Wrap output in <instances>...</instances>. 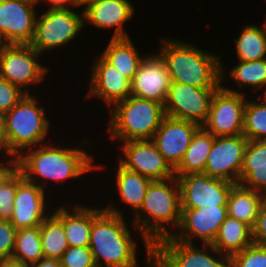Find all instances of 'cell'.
I'll list each match as a JSON object with an SVG mask.
<instances>
[{
  "mask_svg": "<svg viewBox=\"0 0 266 267\" xmlns=\"http://www.w3.org/2000/svg\"><path fill=\"white\" fill-rule=\"evenodd\" d=\"M130 84L132 96L165 105L171 79L163 58L145 56Z\"/></svg>",
  "mask_w": 266,
  "mask_h": 267,
  "instance_id": "obj_18",
  "label": "cell"
},
{
  "mask_svg": "<svg viewBox=\"0 0 266 267\" xmlns=\"http://www.w3.org/2000/svg\"><path fill=\"white\" fill-rule=\"evenodd\" d=\"M91 71L89 96L99 97L111 107L131 95L130 81L102 56Z\"/></svg>",
  "mask_w": 266,
  "mask_h": 267,
  "instance_id": "obj_20",
  "label": "cell"
},
{
  "mask_svg": "<svg viewBox=\"0 0 266 267\" xmlns=\"http://www.w3.org/2000/svg\"><path fill=\"white\" fill-rule=\"evenodd\" d=\"M8 45V43L5 41L3 35L0 33V54L4 50V48Z\"/></svg>",
  "mask_w": 266,
  "mask_h": 267,
  "instance_id": "obj_45",
  "label": "cell"
},
{
  "mask_svg": "<svg viewBox=\"0 0 266 267\" xmlns=\"http://www.w3.org/2000/svg\"><path fill=\"white\" fill-rule=\"evenodd\" d=\"M44 185L34 184L17 173V191L13 201L11 224L17 229L40 226L46 215Z\"/></svg>",
  "mask_w": 266,
  "mask_h": 267,
  "instance_id": "obj_16",
  "label": "cell"
},
{
  "mask_svg": "<svg viewBox=\"0 0 266 267\" xmlns=\"http://www.w3.org/2000/svg\"><path fill=\"white\" fill-rule=\"evenodd\" d=\"M17 229L8 220H0V260L12 258Z\"/></svg>",
  "mask_w": 266,
  "mask_h": 267,
  "instance_id": "obj_37",
  "label": "cell"
},
{
  "mask_svg": "<svg viewBox=\"0 0 266 267\" xmlns=\"http://www.w3.org/2000/svg\"><path fill=\"white\" fill-rule=\"evenodd\" d=\"M0 267H29V265L14 258H7L0 260Z\"/></svg>",
  "mask_w": 266,
  "mask_h": 267,
  "instance_id": "obj_44",
  "label": "cell"
},
{
  "mask_svg": "<svg viewBox=\"0 0 266 267\" xmlns=\"http://www.w3.org/2000/svg\"><path fill=\"white\" fill-rule=\"evenodd\" d=\"M40 237L44 257L60 259L69 247L62 225V207L42 222Z\"/></svg>",
  "mask_w": 266,
  "mask_h": 267,
  "instance_id": "obj_29",
  "label": "cell"
},
{
  "mask_svg": "<svg viewBox=\"0 0 266 267\" xmlns=\"http://www.w3.org/2000/svg\"><path fill=\"white\" fill-rule=\"evenodd\" d=\"M213 142L214 136L200 127L193 135L182 161L174 169L175 176L204 173Z\"/></svg>",
  "mask_w": 266,
  "mask_h": 267,
  "instance_id": "obj_26",
  "label": "cell"
},
{
  "mask_svg": "<svg viewBox=\"0 0 266 267\" xmlns=\"http://www.w3.org/2000/svg\"><path fill=\"white\" fill-rule=\"evenodd\" d=\"M116 184L122 201L130 205L135 214L142 206L151 179L123 167L117 169Z\"/></svg>",
  "mask_w": 266,
  "mask_h": 267,
  "instance_id": "obj_28",
  "label": "cell"
},
{
  "mask_svg": "<svg viewBox=\"0 0 266 267\" xmlns=\"http://www.w3.org/2000/svg\"><path fill=\"white\" fill-rule=\"evenodd\" d=\"M199 128L196 123L165 116L152 141L165 160L175 169L182 161L193 135Z\"/></svg>",
  "mask_w": 266,
  "mask_h": 267,
  "instance_id": "obj_19",
  "label": "cell"
},
{
  "mask_svg": "<svg viewBox=\"0 0 266 267\" xmlns=\"http://www.w3.org/2000/svg\"><path fill=\"white\" fill-rule=\"evenodd\" d=\"M229 267H266V246L252 244L229 258Z\"/></svg>",
  "mask_w": 266,
  "mask_h": 267,
  "instance_id": "obj_34",
  "label": "cell"
},
{
  "mask_svg": "<svg viewBox=\"0 0 266 267\" xmlns=\"http://www.w3.org/2000/svg\"><path fill=\"white\" fill-rule=\"evenodd\" d=\"M38 1L39 0H35L37 4L39 3ZM44 1L50 3L49 9H69L67 7V4L68 6L72 5V7H79V5L74 0H44Z\"/></svg>",
  "mask_w": 266,
  "mask_h": 267,
  "instance_id": "obj_41",
  "label": "cell"
},
{
  "mask_svg": "<svg viewBox=\"0 0 266 267\" xmlns=\"http://www.w3.org/2000/svg\"><path fill=\"white\" fill-rule=\"evenodd\" d=\"M35 0H0V33L8 44H30L34 37Z\"/></svg>",
  "mask_w": 266,
  "mask_h": 267,
  "instance_id": "obj_15",
  "label": "cell"
},
{
  "mask_svg": "<svg viewBox=\"0 0 266 267\" xmlns=\"http://www.w3.org/2000/svg\"><path fill=\"white\" fill-rule=\"evenodd\" d=\"M7 164L0 162V190L19 172V161L17 157H10Z\"/></svg>",
  "mask_w": 266,
  "mask_h": 267,
  "instance_id": "obj_40",
  "label": "cell"
},
{
  "mask_svg": "<svg viewBox=\"0 0 266 267\" xmlns=\"http://www.w3.org/2000/svg\"><path fill=\"white\" fill-rule=\"evenodd\" d=\"M179 232L173 233L175 240L193 244L192 237H198L203 244H212L221 224L228 216L227 206L181 209Z\"/></svg>",
  "mask_w": 266,
  "mask_h": 267,
  "instance_id": "obj_17",
  "label": "cell"
},
{
  "mask_svg": "<svg viewBox=\"0 0 266 267\" xmlns=\"http://www.w3.org/2000/svg\"><path fill=\"white\" fill-rule=\"evenodd\" d=\"M62 267H96L89 246H73L59 259Z\"/></svg>",
  "mask_w": 266,
  "mask_h": 267,
  "instance_id": "obj_35",
  "label": "cell"
},
{
  "mask_svg": "<svg viewBox=\"0 0 266 267\" xmlns=\"http://www.w3.org/2000/svg\"><path fill=\"white\" fill-rule=\"evenodd\" d=\"M231 78L235 79L237 85L252 86L256 89L266 86V58L255 61H240L230 71Z\"/></svg>",
  "mask_w": 266,
  "mask_h": 267,
  "instance_id": "obj_32",
  "label": "cell"
},
{
  "mask_svg": "<svg viewBox=\"0 0 266 267\" xmlns=\"http://www.w3.org/2000/svg\"><path fill=\"white\" fill-rule=\"evenodd\" d=\"M37 104L34 96L26 94L4 115L10 157L18 158L22 153H26L24 149L43 144L41 142L48 135L50 121L45 116V109Z\"/></svg>",
  "mask_w": 266,
  "mask_h": 267,
  "instance_id": "obj_6",
  "label": "cell"
},
{
  "mask_svg": "<svg viewBox=\"0 0 266 267\" xmlns=\"http://www.w3.org/2000/svg\"><path fill=\"white\" fill-rule=\"evenodd\" d=\"M108 63L114 66L130 82L138 71L141 61L138 50L130 37L112 38L101 55Z\"/></svg>",
  "mask_w": 266,
  "mask_h": 267,
  "instance_id": "obj_25",
  "label": "cell"
},
{
  "mask_svg": "<svg viewBox=\"0 0 266 267\" xmlns=\"http://www.w3.org/2000/svg\"><path fill=\"white\" fill-rule=\"evenodd\" d=\"M252 244V228L230 216L221 224L212 243L216 250L229 258Z\"/></svg>",
  "mask_w": 266,
  "mask_h": 267,
  "instance_id": "obj_24",
  "label": "cell"
},
{
  "mask_svg": "<svg viewBox=\"0 0 266 267\" xmlns=\"http://www.w3.org/2000/svg\"><path fill=\"white\" fill-rule=\"evenodd\" d=\"M240 184L266 193V140H249L244 152Z\"/></svg>",
  "mask_w": 266,
  "mask_h": 267,
  "instance_id": "obj_22",
  "label": "cell"
},
{
  "mask_svg": "<svg viewBox=\"0 0 266 267\" xmlns=\"http://www.w3.org/2000/svg\"><path fill=\"white\" fill-rule=\"evenodd\" d=\"M110 138L126 142L152 140L165 115L164 105L130 95L111 108Z\"/></svg>",
  "mask_w": 266,
  "mask_h": 267,
  "instance_id": "obj_5",
  "label": "cell"
},
{
  "mask_svg": "<svg viewBox=\"0 0 266 267\" xmlns=\"http://www.w3.org/2000/svg\"><path fill=\"white\" fill-rule=\"evenodd\" d=\"M219 88H197L180 82H171L164 105L165 115L198 124L207 121L213 95Z\"/></svg>",
  "mask_w": 266,
  "mask_h": 267,
  "instance_id": "obj_10",
  "label": "cell"
},
{
  "mask_svg": "<svg viewBox=\"0 0 266 267\" xmlns=\"http://www.w3.org/2000/svg\"><path fill=\"white\" fill-rule=\"evenodd\" d=\"M122 215L113 206L92 208L89 247L96 267H137L136 243Z\"/></svg>",
  "mask_w": 266,
  "mask_h": 267,
  "instance_id": "obj_2",
  "label": "cell"
},
{
  "mask_svg": "<svg viewBox=\"0 0 266 267\" xmlns=\"http://www.w3.org/2000/svg\"><path fill=\"white\" fill-rule=\"evenodd\" d=\"M79 6H82V0H74Z\"/></svg>",
  "mask_w": 266,
  "mask_h": 267,
  "instance_id": "obj_47",
  "label": "cell"
},
{
  "mask_svg": "<svg viewBox=\"0 0 266 267\" xmlns=\"http://www.w3.org/2000/svg\"><path fill=\"white\" fill-rule=\"evenodd\" d=\"M264 87H266V86H264ZM265 89H266V88H265ZM263 95H264V97H263L264 99H263V101H262V102H263L262 104H263V105H266V90H265V92L263 93Z\"/></svg>",
  "mask_w": 266,
  "mask_h": 267,
  "instance_id": "obj_46",
  "label": "cell"
},
{
  "mask_svg": "<svg viewBox=\"0 0 266 267\" xmlns=\"http://www.w3.org/2000/svg\"><path fill=\"white\" fill-rule=\"evenodd\" d=\"M69 212L62 207V225L69 247L89 246L92 229V207L77 205Z\"/></svg>",
  "mask_w": 266,
  "mask_h": 267,
  "instance_id": "obj_27",
  "label": "cell"
},
{
  "mask_svg": "<svg viewBox=\"0 0 266 267\" xmlns=\"http://www.w3.org/2000/svg\"><path fill=\"white\" fill-rule=\"evenodd\" d=\"M253 244L266 246V199L262 202L256 223L252 228Z\"/></svg>",
  "mask_w": 266,
  "mask_h": 267,
  "instance_id": "obj_39",
  "label": "cell"
},
{
  "mask_svg": "<svg viewBox=\"0 0 266 267\" xmlns=\"http://www.w3.org/2000/svg\"><path fill=\"white\" fill-rule=\"evenodd\" d=\"M1 150L8 156V143L5 134V117L2 113H0V151Z\"/></svg>",
  "mask_w": 266,
  "mask_h": 267,
  "instance_id": "obj_42",
  "label": "cell"
},
{
  "mask_svg": "<svg viewBox=\"0 0 266 267\" xmlns=\"http://www.w3.org/2000/svg\"><path fill=\"white\" fill-rule=\"evenodd\" d=\"M203 247L204 250H200L172 236L163 238L152 246L151 267H229L228 256L220 253L212 244H204ZM207 248L220 258L208 255Z\"/></svg>",
  "mask_w": 266,
  "mask_h": 267,
  "instance_id": "obj_7",
  "label": "cell"
},
{
  "mask_svg": "<svg viewBox=\"0 0 266 267\" xmlns=\"http://www.w3.org/2000/svg\"><path fill=\"white\" fill-rule=\"evenodd\" d=\"M91 0H82V5L86 4L87 2H90Z\"/></svg>",
  "mask_w": 266,
  "mask_h": 267,
  "instance_id": "obj_48",
  "label": "cell"
},
{
  "mask_svg": "<svg viewBox=\"0 0 266 267\" xmlns=\"http://www.w3.org/2000/svg\"><path fill=\"white\" fill-rule=\"evenodd\" d=\"M246 102L242 92L221 86L213 95L207 121L202 127L214 137L243 134Z\"/></svg>",
  "mask_w": 266,
  "mask_h": 267,
  "instance_id": "obj_9",
  "label": "cell"
},
{
  "mask_svg": "<svg viewBox=\"0 0 266 267\" xmlns=\"http://www.w3.org/2000/svg\"><path fill=\"white\" fill-rule=\"evenodd\" d=\"M166 40V41H165ZM158 53L166 63L171 82L197 88H220L225 77L219 56L178 40H161Z\"/></svg>",
  "mask_w": 266,
  "mask_h": 267,
  "instance_id": "obj_3",
  "label": "cell"
},
{
  "mask_svg": "<svg viewBox=\"0 0 266 267\" xmlns=\"http://www.w3.org/2000/svg\"><path fill=\"white\" fill-rule=\"evenodd\" d=\"M180 186L181 209L227 206V199L235 183L203 173L175 176Z\"/></svg>",
  "mask_w": 266,
  "mask_h": 267,
  "instance_id": "obj_12",
  "label": "cell"
},
{
  "mask_svg": "<svg viewBox=\"0 0 266 267\" xmlns=\"http://www.w3.org/2000/svg\"><path fill=\"white\" fill-rule=\"evenodd\" d=\"M39 54L30 44H8L0 54V78L21 90L43 81L48 69L38 62Z\"/></svg>",
  "mask_w": 266,
  "mask_h": 267,
  "instance_id": "obj_11",
  "label": "cell"
},
{
  "mask_svg": "<svg viewBox=\"0 0 266 267\" xmlns=\"http://www.w3.org/2000/svg\"><path fill=\"white\" fill-rule=\"evenodd\" d=\"M29 91L21 90L9 81L0 78V113L9 112Z\"/></svg>",
  "mask_w": 266,
  "mask_h": 267,
  "instance_id": "obj_36",
  "label": "cell"
},
{
  "mask_svg": "<svg viewBox=\"0 0 266 267\" xmlns=\"http://www.w3.org/2000/svg\"><path fill=\"white\" fill-rule=\"evenodd\" d=\"M261 28L250 24L243 27L241 34L235 39L239 61H255L266 58V21Z\"/></svg>",
  "mask_w": 266,
  "mask_h": 267,
  "instance_id": "obj_30",
  "label": "cell"
},
{
  "mask_svg": "<svg viewBox=\"0 0 266 267\" xmlns=\"http://www.w3.org/2000/svg\"><path fill=\"white\" fill-rule=\"evenodd\" d=\"M43 257L40 226L19 229L12 258L29 265L38 262Z\"/></svg>",
  "mask_w": 266,
  "mask_h": 267,
  "instance_id": "obj_31",
  "label": "cell"
},
{
  "mask_svg": "<svg viewBox=\"0 0 266 267\" xmlns=\"http://www.w3.org/2000/svg\"><path fill=\"white\" fill-rule=\"evenodd\" d=\"M82 15L71 9H48L36 18L35 32L30 45L40 54L61 47L74 39L84 26Z\"/></svg>",
  "mask_w": 266,
  "mask_h": 267,
  "instance_id": "obj_8",
  "label": "cell"
},
{
  "mask_svg": "<svg viewBox=\"0 0 266 267\" xmlns=\"http://www.w3.org/2000/svg\"><path fill=\"white\" fill-rule=\"evenodd\" d=\"M122 143L124 157H120L119 163L123 167L152 181H164L175 177L174 169L152 140H131Z\"/></svg>",
  "mask_w": 266,
  "mask_h": 267,
  "instance_id": "obj_14",
  "label": "cell"
},
{
  "mask_svg": "<svg viewBox=\"0 0 266 267\" xmlns=\"http://www.w3.org/2000/svg\"><path fill=\"white\" fill-rule=\"evenodd\" d=\"M181 212L177 177L152 181L147 188L142 206L133 219V226L141 232L144 240L148 267L152 266V246L159 240L172 236L164 225L171 223L174 228H179Z\"/></svg>",
  "mask_w": 266,
  "mask_h": 267,
  "instance_id": "obj_1",
  "label": "cell"
},
{
  "mask_svg": "<svg viewBox=\"0 0 266 267\" xmlns=\"http://www.w3.org/2000/svg\"><path fill=\"white\" fill-rule=\"evenodd\" d=\"M248 141L243 134L214 137L203 174L235 184L240 183V173Z\"/></svg>",
  "mask_w": 266,
  "mask_h": 267,
  "instance_id": "obj_13",
  "label": "cell"
},
{
  "mask_svg": "<svg viewBox=\"0 0 266 267\" xmlns=\"http://www.w3.org/2000/svg\"><path fill=\"white\" fill-rule=\"evenodd\" d=\"M243 135L248 140H266V105L246 102Z\"/></svg>",
  "mask_w": 266,
  "mask_h": 267,
  "instance_id": "obj_33",
  "label": "cell"
},
{
  "mask_svg": "<svg viewBox=\"0 0 266 267\" xmlns=\"http://www.w3.org/2000/svg\"><path fill=\"white\" fill-rule=\"evenodd\" d=\"M84 6V22L98 28L115 27L112 38L129 37L123 26L133 18L134 6L128 0H91Z\"/></svg>",
  "mask_w": 266,
  "mask_h": 267,
  "instance_id": "obj_21",
  "label": "cell"
},
{
  "mask_svg": "<svg viewBox=\"0 0 266 267\" xmlns=\"http://www.w3.org/2000/svg\"><path fill=\"white\" fill-rule=\"evenodd\" d=\"M29 267H62L60 260L43 257L36 263L29 264Z\"/></svg>",
  "mask_w": 266,
  "mask_h": 267,
  "instance_id": "obj_43",
  "label": "cell"
},
{
  "mask_svg": "<svg viewBox=\"0 0 266 267\" xmlns=\"http://www.w3.org/2000/svg\"><path fill=\"white\" fill-rule=\"evenodd\" d=\"M264 199L265 194L236 183L232 186L227 199L228 216L253 228Z\"/></svg>",
  "mask_w": 266,
  "mask_h": 267,
  "instance_id": "obj_23",
  "label": "cell"
},
{
  "mask_svg": "<svg viewBox=\"0 0 266 267\" xmlns=\"http://www.w3.org/2000/svg\"><path fill=\"white\" fill-rule=\"evenodd\" d=\"M26 151L27 154L22 153L18 157L19 171L25 179L36 185L39 177L43 178L45 184L48 179L65 182L66 179H77L98 168L93 164V156L77 148L53 147L43 143Z\"/></svg>",
  "mask_w": 266,
  "mask_h": 267,
  "instance_id": "obj_4",
  "label": "cell"
},
{
  "mask_svg": "<svg viewBox=\"0 0 266 267\" xmlns=\"http://www.w3.org/2000/svg\"><path fill=\"white\" fill-rule=\"evenodd\" d=\"M17 191V174L0 190V220L10 221L13 213V201Z\"/></svg>",
  "mask_w": 266,
  "mask_h": 267,
  "instance_id": "obj_38",
  "label": "cell"
}]
</instances>
